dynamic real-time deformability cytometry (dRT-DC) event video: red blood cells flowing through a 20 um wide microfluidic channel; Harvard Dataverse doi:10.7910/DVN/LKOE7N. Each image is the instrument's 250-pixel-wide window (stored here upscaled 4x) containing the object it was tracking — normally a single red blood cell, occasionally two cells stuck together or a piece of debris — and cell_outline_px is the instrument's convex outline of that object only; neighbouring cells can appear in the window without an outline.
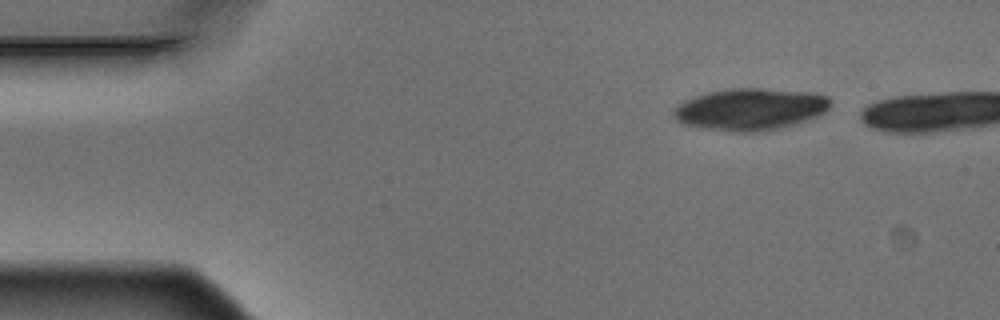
{"species": "Egyptian fruit bat (a non-hibernating species)", "species_latin": "Rousettus aegyptiacus", "temperature_condition": "warm", "stored_images_in_passage": 4, "camera_frame_rate_fps": 3000, "um_per_image_px": 0.085, "animal": {"sex": "male"}, "frame": {"image": 1, "passage_image": 1, "time_ms": 0.0, "image_size_px": [1000, 320], "cell_outline_px": [[832, 104], [824, 112], [816, 116], [796, 124], [780, 128], [760, 132], [736, 132], [700, 128], [684, 124], [676, 120], [672, 116], [672, 112], [684, 100], [692, 96], [708, 92], [728, 88], [760, 88], [816, 92], [828, 96]], "centroid_in_image_um": [63.77, 9.28], "position_along_channel_um": 21.2, "area_um2": 38.73}}